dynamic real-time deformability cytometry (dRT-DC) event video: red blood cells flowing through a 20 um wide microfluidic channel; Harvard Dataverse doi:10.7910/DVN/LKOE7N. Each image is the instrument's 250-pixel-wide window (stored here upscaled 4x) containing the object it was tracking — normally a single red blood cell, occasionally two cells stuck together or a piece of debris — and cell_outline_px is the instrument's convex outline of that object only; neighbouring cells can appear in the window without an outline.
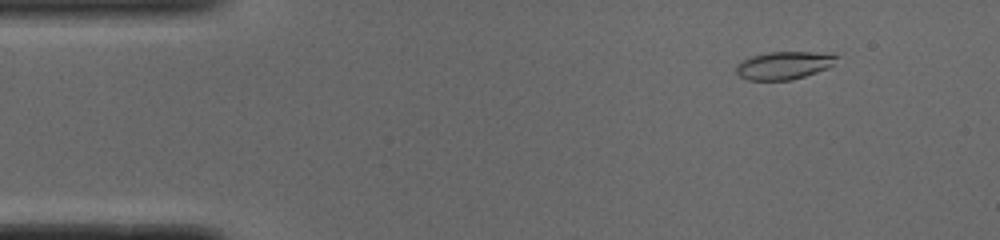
{"species": "common noctule bat (a hibernating species)", "species_latin": "Nyctalus noctula", "temperature_condition": "cold", "stored_images_in_passage": 47, "camera_frame_rate_fps": 3000, "um_per_image_px": 0.085, "animal": {"sex": "male", "body_mass_g": 19.0, "forearm_length_mm": 50.8}, "frame": {"image": 1, "passage_image": 1, "time_ms": 0.0, "image_size_px": [1000, 240], "cell_outline_px": [[840, 56], [828, 68], [792, 80], [748, 80], [740, 76], [736, 72], [736, 64], [752, 56], [768, 52], [832, 52]], "centroid_in_image_um": [66.67, 5.54], "position_along_channel_um": 18.3, "area_um2": 16.36}}
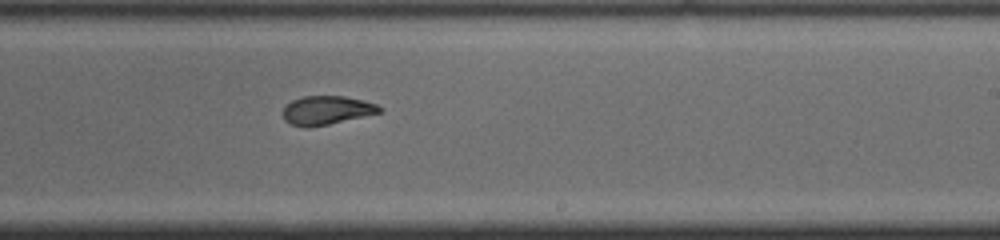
{"frame": {"image": 2, "passage_image": 26, "time_ms": 8.333, "image_size_px": [1000, 240], "cell_outline_px": [[384, 108], [380, 112], [364, 116], [328, 124], [308, 128], [304, 128], [292, 124], [284, 120], [284, 108], [292, 100], [304, 96], [344, 96], [364, 100], [376, 104]], "centroid_in_image_um": [27.77, 9.37], "position_along_channel_um": 261.2, "area_um2": 16.07}}
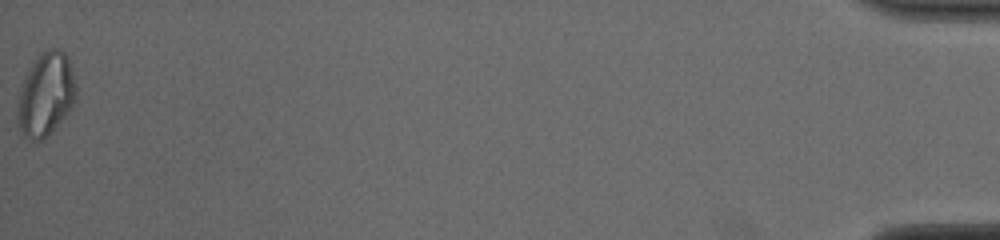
{"frame": {"image": 3, "passage_image": 47, "time_ms": 15.333, "image_size_px": [1000, 240], "cell_outline_px": [[76, 96], [68, 112], [48, 136], [40, 140], [32, 140], [24, 136], [16, 120], [16, 108], [20, 92], [28, 68], [48, 48], [56, 48], [64, 52], [68, 56], [76, 84]], "centroid_in_image_um": [3.89, 8.04], "position_along_channel_um": 431.3, "area_um2": 28.21}, "authors_computed_cell_mechanics": {"area_um2": 16.8776, "velocity_mm_per_s": 3.8933, "shape_relaxation_time_tau1_ms": 6.1862, "shape_relaxation_time_tau2_ms": 1.7962, "deformation_change_tau1": 0.1888, "deformation_change_tau2": 0.0716}}